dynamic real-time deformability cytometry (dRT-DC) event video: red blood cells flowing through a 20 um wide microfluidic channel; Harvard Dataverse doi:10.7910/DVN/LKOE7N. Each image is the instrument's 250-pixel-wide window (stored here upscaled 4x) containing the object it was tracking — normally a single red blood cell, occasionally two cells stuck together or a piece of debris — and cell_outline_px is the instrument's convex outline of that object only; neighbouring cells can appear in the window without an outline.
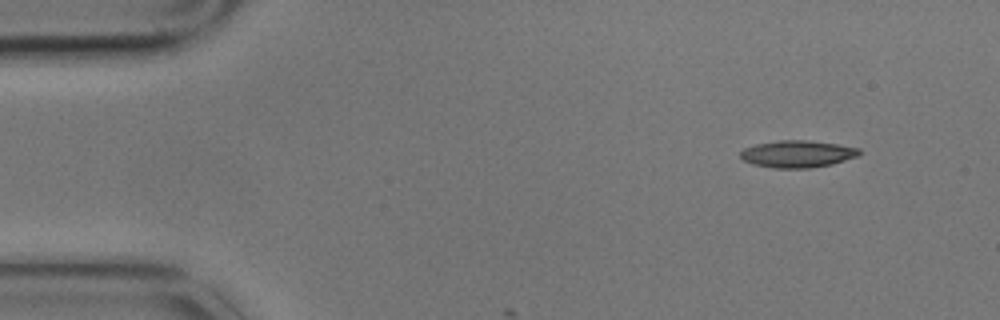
{"species": "common noctule bat (a hibernating species)", "species_latin": "Nyctalus noctula", "temperature_condition": "cold", "stored_images_in_passage": 3, "camera_frame_rate_fps": 3000, "um_per_image_px": 0.085, "animal": {"sex": "male", "body_mass_g": 17.9}, "frame": {"image": 1, "passage_image": 1, "time_ms": 0.0, "image_size_px": [1000, 320], "cell_outline_px": [[860, 152], [856, 156], [832, 164], [808, 168], [772, 168], [752, 164], [744, 160], [740, 156], [740, 152], [744, 148], [756, 144], [780, 140], [808, 140], [836, 144], [860, 148]], "centroid_in_image_um": [67.75, 13.08], "position_along_channel_um": 17.3, "area_um2": 18.61}}